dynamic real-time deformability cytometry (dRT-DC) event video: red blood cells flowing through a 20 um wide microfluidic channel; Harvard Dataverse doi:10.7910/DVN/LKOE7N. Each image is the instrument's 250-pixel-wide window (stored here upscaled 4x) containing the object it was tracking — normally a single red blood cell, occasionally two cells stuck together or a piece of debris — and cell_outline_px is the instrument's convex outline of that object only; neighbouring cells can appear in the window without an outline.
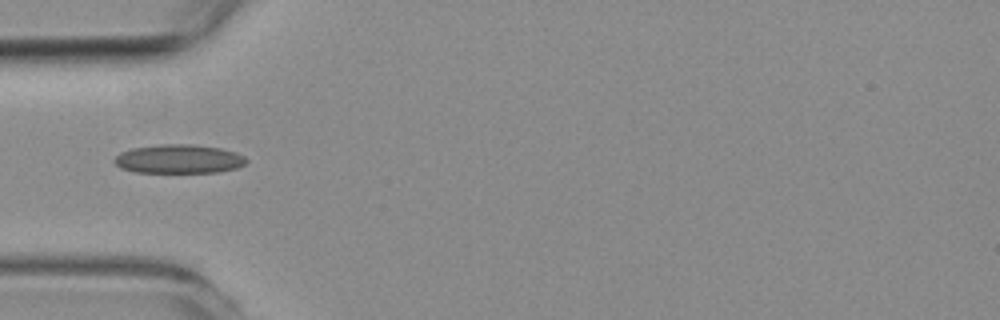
{"species": "common noctule bat (a hibernating species)", "species_latin": "Nyctalus noctula", "temperature_condition": "room temperature", "stored_images_in_passage": 4, "camera_frame_rate_fps": 3000, "um_per_image_px": 0.085, "animal": {"sex": "female", "body_mass_g": 19.3, "forearm_length_mm": 54.1}, "frame": {"image": 1, "passage_image": 1, "time_ms": 0.0, "image_size_px": [1000, 320], "cell_outline_px": [[248, 160], [244, 164], [236, 168], [220, 172], [136, 172], [120, 168], [112, 160], [120, 152], [132, 148], [160, 144], [192, 144], [220, 148], [236, 152], [244, 156]], "centroid_in_image_um": [15.19, 13.51], "position_along_channel_um": 69.8, "area_um2": 22.25}}
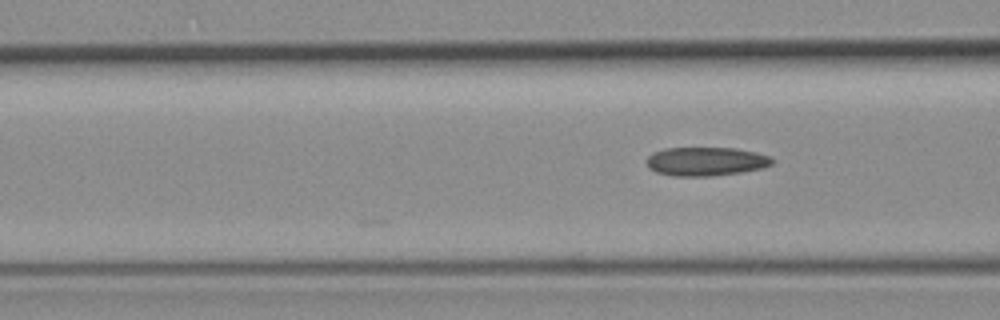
{"frame": {"image": 2, "passage_image": 4, "time_ms": 1.0, "image_size_px": [1000, 320], "cell_outline_px": [[776, 160], [772, 164], [760, 168], [740, 172], [712, 176], [672, 176], [656, 172], [648, 168], [644, 160], [652, 152], [664, 148], [736, 148], [756, 152], [772, 156]], "centroid_in_image_um": [59.97, 13.71], "position_along_channel_um": 106.6, "area_um2": 21.33}}